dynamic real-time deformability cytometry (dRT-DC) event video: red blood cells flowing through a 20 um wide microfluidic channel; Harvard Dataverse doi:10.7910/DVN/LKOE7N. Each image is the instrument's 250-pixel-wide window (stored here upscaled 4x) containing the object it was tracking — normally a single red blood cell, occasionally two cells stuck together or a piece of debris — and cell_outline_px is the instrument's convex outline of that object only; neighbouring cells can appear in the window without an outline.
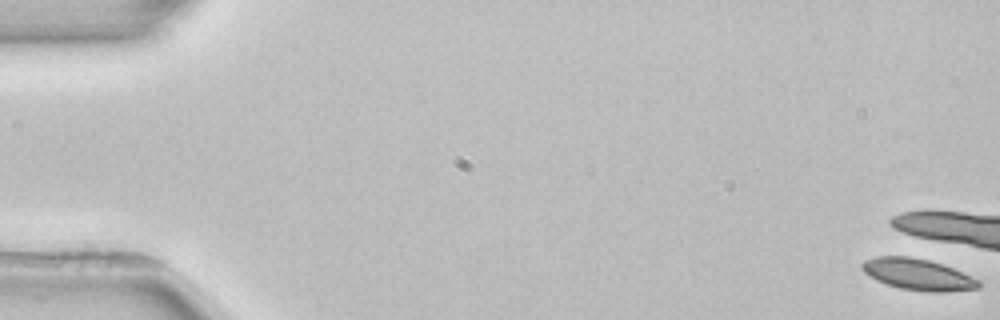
{"species": "common noctule bat (a hibernating species)", "species_latin": "Nyctalus noctula", "temperature_condition": "room temperature", "stored_images_in_passage": 6, "camera_frame_rate_fps": 3000, "um_per_image_px": 0.085, "animal": {"sex": "female", "body_mass_g": 22.7, "forearm_length_mm": 54.2}, "frame": {"image": 1, "passage_image": 1, "time_ms": 0.0, "image_size_px": [1000, 320], "cell_outline_px": [[980, 288], [944, 292], [928, 292], [900, 288], [876, 280], [868, 276], [860, 268], [860, 264], [864, 260], [876, 256], [908, 256], [928, 260], [944, 264], [980, 280]], "centroid_in_image_um": [78.0, 23.32], "position_along_channel_um": 7.0, "area_um2": 21.44}}
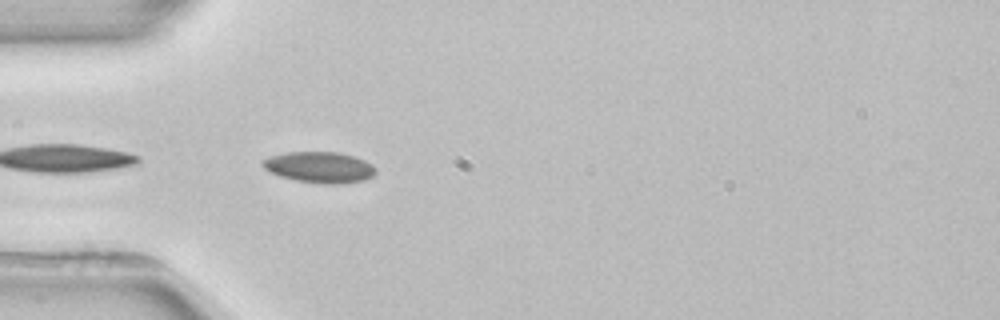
{"frame": {"image": 2, "passage_image": 6, "time_ms": 7.333, "image_size_px": [1000, 320], "cell_outline_px": [[376, 172], [372, 176], [364, 180], [340, 184], [324, 184], [296, 180], [280, 176], [264, 168], [260, 164], [260, 160], [268, 156], [284, 152], [340, 152], [356, 156], [372, 164], [376, 168]], "centroid_in_image_um": [27.15, 14.2], "position_along_channel_um": 57.9, "area_um2": 20.69}}